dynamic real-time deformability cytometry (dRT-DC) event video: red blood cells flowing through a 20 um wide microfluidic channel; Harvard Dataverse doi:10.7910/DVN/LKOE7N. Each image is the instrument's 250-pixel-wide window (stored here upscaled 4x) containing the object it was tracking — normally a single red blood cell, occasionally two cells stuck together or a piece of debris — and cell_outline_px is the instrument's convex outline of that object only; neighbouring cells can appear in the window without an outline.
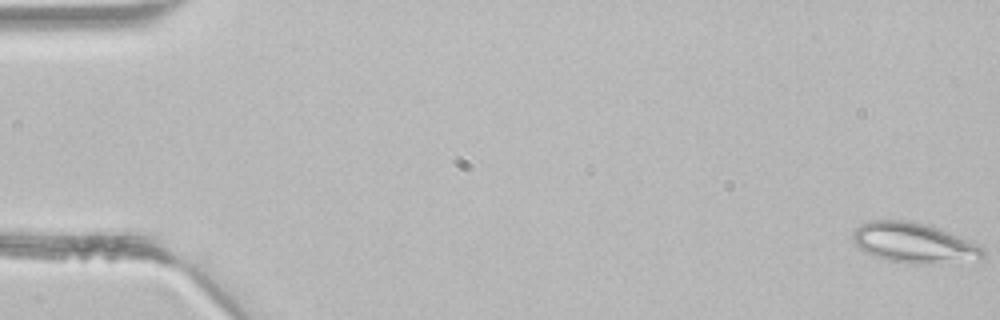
{"species": "common noctule bat (a hibernating species)", "species_latin": "Nyctalus noctula", "temperature_condition": "room temperature", "stored_images_in_passage": 4, "camera_frame_rate_fps": 3000, "um_per_image_px": 0.085, "animal": {"sex": "male", "body_mass_g": 21.5, "forearm_length_mm": 52.0}, "frame": {"image": 1, "passage_image": 1, "time_ms": 0.0, "image_size_px": [1000, 320], "cell_outline_px": [[984, 256], [980, 260], [924, 264], [912, 264], [892, 260], [876, 256], [864, 252], [852, 240], [852, 232], [860, 224], [872, 220], [912, 220], [948, 232], [984, 248]], "centroid_in_image_um": [77.66, 20.64], "position_along_channel_um": 7.3, "area_um2": 30.17}}